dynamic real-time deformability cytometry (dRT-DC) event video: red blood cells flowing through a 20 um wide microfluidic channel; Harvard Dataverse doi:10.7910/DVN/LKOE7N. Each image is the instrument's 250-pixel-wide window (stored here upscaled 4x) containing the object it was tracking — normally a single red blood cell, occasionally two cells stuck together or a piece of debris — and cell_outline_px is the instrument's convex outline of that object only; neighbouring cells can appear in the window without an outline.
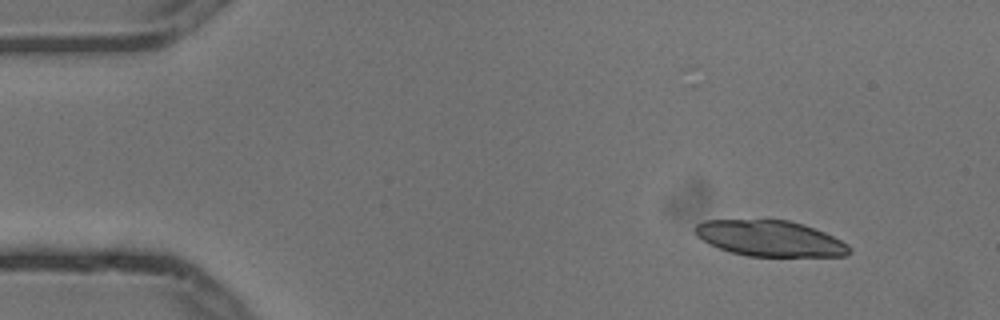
{"species": "common noctule bat (a hibernating species)", "species_latin": "Nyctalus noctula", "temperature_condition": "cold", "stored_images_in_passage": 4, "camera_frame_rate_fps": 3000, "um_per_image_px": 0.085, "animal": {"sex": "male", "body_mass_g": 13.3}, "frame": {"image": 1, "passage_image": 1, "time_ms": 0.0, "image_size_px": [1000, 320], "cell_outline_px": [[852, 252], [844, 256], [748, 256], [732, 252], [708, 244], [696, 236], [692, 228], [696, 224], [704, 220], [788, 220], [804, 224], [824, 232], [848, 244], [852, 248]], "centroid_in_image_um": [65.43, 20.26], "position_along_channel_um": 19.6, "area_um2": 32.25}}